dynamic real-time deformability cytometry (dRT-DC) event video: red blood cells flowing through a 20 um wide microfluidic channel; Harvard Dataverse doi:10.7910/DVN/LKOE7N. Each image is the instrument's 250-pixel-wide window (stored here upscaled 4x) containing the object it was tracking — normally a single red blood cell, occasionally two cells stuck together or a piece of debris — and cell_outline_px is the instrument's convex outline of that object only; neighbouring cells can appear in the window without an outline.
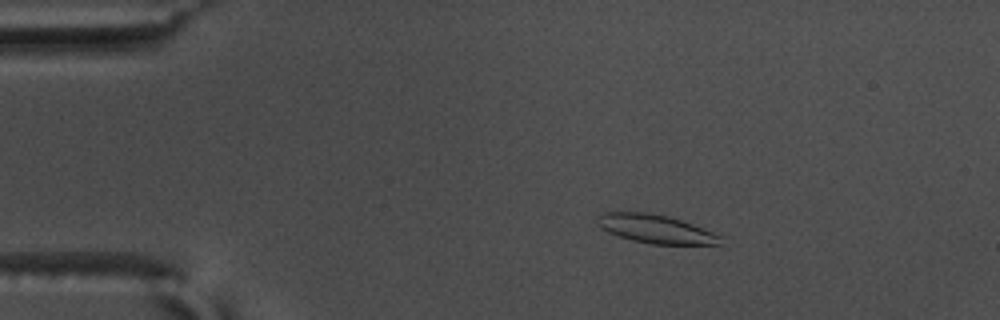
{"species": "common noctule bat (a hibernating species)", "species_latin": "Nyctalus noctula", "temperature_condition": "warm", "stored_images_in_passage": 57, "camera_frame_rate_fps": 3000, "um_per_image_px": 0.085, "animal": {"sex": "male", "body_mass_g": 17.5, "forearm_length_mm": 52.3}, "frame": {"image": 1, "passage_image": 11, "time_ms": 3.333, "image_size_px": [1000, 320], "cell_outline_px": [[724, 236], [720, 244], [652, 244], [632, 240], [608, 232], [600, 228], [596, 224], [596, 216], [600, 212], [644, 212], [668, 216], [692, 224]], "centroid_in_image_um": [55.69, 19.45], "position_along_channel_um": 29.3, "area_um2": 20.52}}
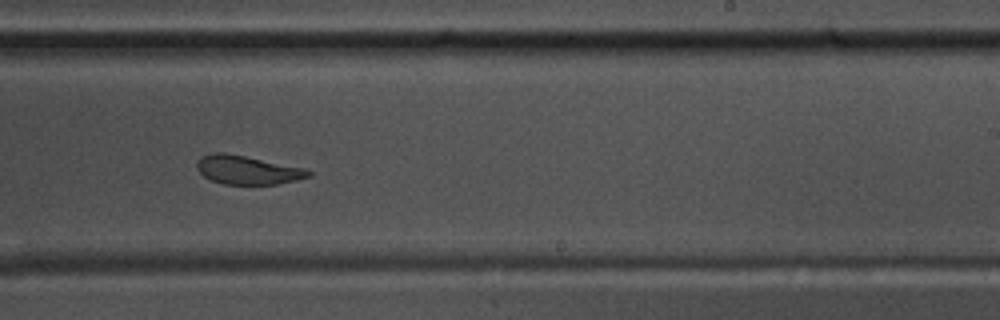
{"frame": {"image": 2, "passage_image": 36, "time_ms": 11.667, "image_size_px": [1000, 320], "cell_outline_px": [[312, 176], [296, 180], [276, 184], [224, 184], [212, 180], [204, 176], [196, 168], [196, 160], [200, 156], [216, 152], [224, 152], [304, 168], [312, 172]], "centroid_in_image_um": [21.0, 14.44], "position_along_channel_um": 268.0, "area_um2": 18.55}}
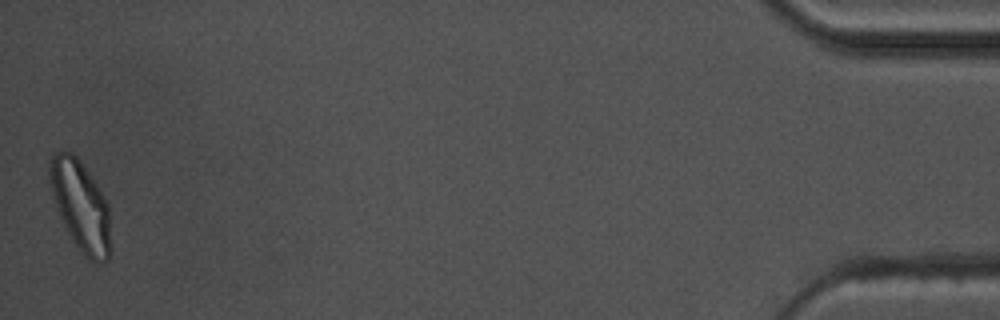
{"frame": {"image": 3, "passage_image": 57, "time_ms": 18.667, "image_size_px": [1000, 320], "cell_outline_px": [[108, 260], [96, 264], [72, 240], [64, 224], [52, 196], [48, 180], [48, 172], [52, 152], [72, 152], [76, 156], [96, 184], [104, 196], [108, 204]], "centroid_in_image_um": [6.8, 17.42], "position_along_channel_um": 428.4, "area_um2": 31.04}, "authors_computed_cell_mechanics": {"area_um2": 20.808, "velocity_mm_per_s": 3.6098, "shape_relaxation_time_tau1_ms": 6.9793, "shape_relaxation_time_tau2_ms": 2.2972, "deformation_change_tau1": 0.1688, "deformation_change_tau2": 0.0935}}